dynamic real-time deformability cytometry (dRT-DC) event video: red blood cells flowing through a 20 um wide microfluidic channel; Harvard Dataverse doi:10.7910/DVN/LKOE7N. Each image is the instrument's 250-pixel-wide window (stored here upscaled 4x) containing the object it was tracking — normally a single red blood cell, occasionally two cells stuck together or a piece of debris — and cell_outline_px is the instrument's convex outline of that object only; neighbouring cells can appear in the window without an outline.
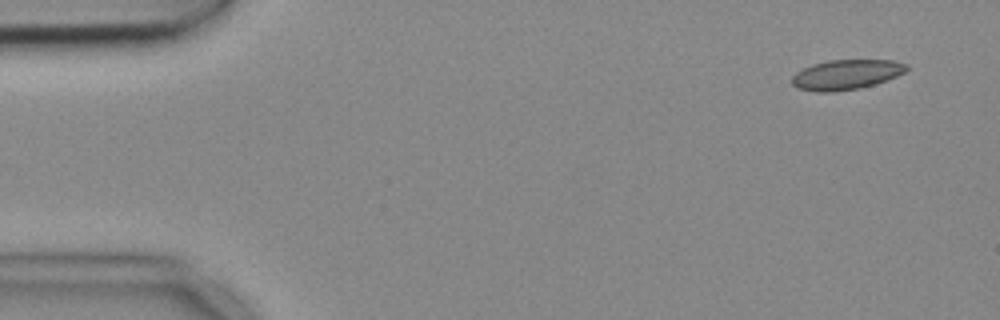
{"species": "common noctule bat (a hibernating species)", "species_latin": "Nyctalus noctula", "temperature_condition": "cold", "stored_images_in_passage": 5, "camera_frame_rate_fps": 3000, "um_per_image_px": 0.085, "animal": {"sex": "female", "body_mass_g": 18.4}, "frame": {"image": 1, "passage_image": 1, "time_ms": 0.0, "image_size_px": [1000, 320], "cell_outline_px": [[908, 68], [904, 72], [896, 76], [876, 84], [860, 88], [832, 92], [816, 92], [796, 88], [792, 84], [792, 76], [796, 72], [812, 64], [828, 60], [892, 60], [908, 64]], "centroid_in_image_um": [71.91, 6.34], "position_along_channel_um": 13.1, "area_um2": 20.06}}
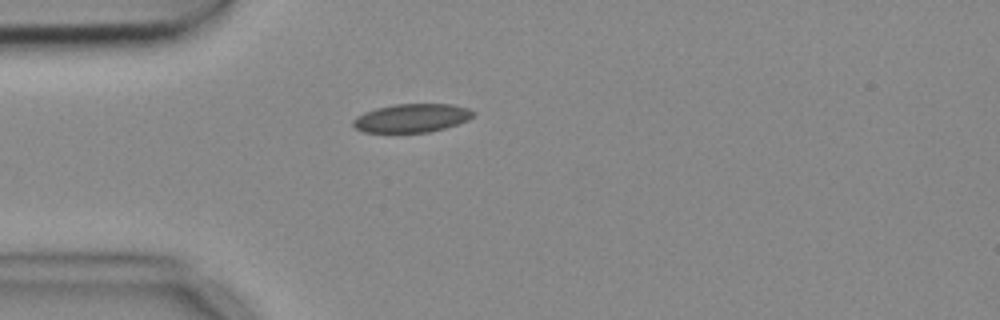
{"frame": {"image": 2, "passage_image": 4, "time_ms": 1.0, "image_size_px": [1000, 320], "cell_outline_px": [[476, 112], [468, 120], [444, 128], [428, 132], [364, 132], [356, 128], [352, 124], [352, 120], [356, 116], [364, 112], [376, 108], [396, 104], [452, 104], [468, 108]], "centroid_in_image_um": [34.99, 10.03], "position_along_channel_um": 50.0, "area_um2": 19.88}}